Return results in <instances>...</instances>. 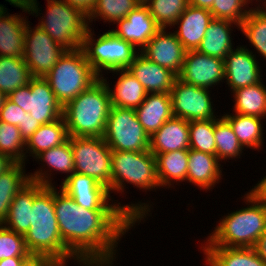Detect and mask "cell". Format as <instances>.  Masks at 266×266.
<instances>
[{"mask_svg":"<svg viewBox=\"0 0 266 266\" xmlns=\"http://www.w3.org/2000/svg\"><path fill=\"white\" fill-rule=\"evenodd\" d=\"M103 139L112 151L140 152L150 146V137L131 108L111 106Z\"/></svg>","mask_w":266,"mask_h":266,"instance_id":"cell-9","label":"cell"},{"mask_svg":"<svg viewBox=\"0 0 266 266\" xmlns=\"http://www.w3.org/2000/svg\"><path fill=\"white\" fill-rule=\"evenodd\" d=\"M113 25L110 30L121 39L130 42L139 52L147 42L161 29L150 15L147 6L139 5L126 18ZM115 27V29H114Z\"/></svg>","mask_w":266,"mask_h":266,"instance_id":"cell-19","label":"cell"},{"mask_svg":"<svg viewBox=\"0 0 266 266\" xmlns=\"http://www.w3.org/2000/svg\"><path fill=\"white\" fill-rule=\"evenodd\" d=\"M223 166L216 155L189 149L187 183L210 193V190L225 179Z\"/></svg>","mask_w":266,"mask_h":266,"instance_id":"cell-20","label":"cell"},{"mask_svg":"<svg viewBox=\"0 0 266 266\" xmlns=\"http://www.w3.org/2000/svg\"><path fill=\"white\" fill-rule=\"evenodd\" d=\"M224 112L222 116L229 122L231 125L234 134L236 135L239 143L242 147L251 150H257L258 152L264 148L266 131L264 130L263 122L266 120L263 118L249 116V115H242L239 113H230ZM265 132V133H264Z\"/></svg>","mask_w":266,"mask_h":266,"instance_id":"cell-30","label":"cell"},{"mask_svg":"<svg viewBox=\"0 0 266 266\" xmlns=\"http://www.w3.org/2000/svg\"><path fill=\"white\" fill-rule=\"evenodd\" d=\"M199 249L205 256V266H266L253 247L199 246Z\"/></svg>","mask_w":266,"mask_h":266,"instance_id":"cell-27","label":"cell"},{"mask_svg":"<svg viewBox=\"0 0 266 266\" xmlns=\"http://www.w3.org/2000/svg\"><path fill=\"white\" fill-rule=\"evenodd\" d=\"M25 12V13H24ZM29 14H10L8 9H0V56L24 58L25 27Z\"/></svg>","mask_w":266,"mask_h":266,"instance_id":"cell-23","label":"cell"},{"mask_svg":"<svg viewBox=\"0 0 266 266\" xmlns=\"http://www.w3.org/2000/svg\"><path fill=\"white\" fill-rule=\"evenodd\" d=\"M86 59L101 77L106 72L127 69L139 53L130 42H127L111 30L97 34L94 28H88L82 42Z\"/></svg>","mask_w":266,"mask_h":266,"instance_id":"cell-8","label":"cell"},{"mask_svg":"<svg viewBox=\"0 0 266 266\" xmlns=\"http://www.w3.org/2000/svg\"><path fill=\"white\" fill-rule=\"evenodd\" d=\"M177 78L196 87L218 90V85L225 82L224 60L197 50L186 51L181 72Z\"/></svg>","mask_w":266,"mask_h":266,"instance_id":"cell-14","label":"cell"},{"mask_svg":"<svg viewBox=\"0 0 266 266\" xmlns=\"http://www.w3.org/2000/svg\"><path fill=\"white\" fill-rule=\"evenodd\" d=\"M256 4L266 12V0H258Z\"/></svg>","mask_w":266,"mask_h":266,"instance_id":"cell-55","label":"cell"},{"mask_svg":"<svg viewBox=\"0 0 266 266\" xmlns=\"http://www.w3.org/2000/svg\"><path fill=\"white\" fill-rule=\"evenodd\" d=\"M255 6V7H254ZM240 24V32L248 39L250 50L257 58L266 61V12L255 4ZM258 56H257V54ZM261 56V57H260Z\"/></svg>","mask_w":266,"mask_h":266,"instance_id":"cell-35","label":"cell"},{"mask_svg":"<svg viewBox=\"0 0 266 266\" xmlns=\"http://www.w3.org/2000/svg\"><path fill=\"white\" fill-rule=\"evenodd\" d=\"M16 162L13 161L9 156L0 153V174H3L10 169Z\"/></svg>","mask_w":266,"mask_h":266,"instance_id":"cell-53","label":"cell"},{"mask_svg":"<svg viewBox=\"0 0 266 266\" xmlns=\"http://www.w3.org/2000/svg\"><path fill=\"white\" fill-rule=\"evenodd\" d=\"M58 102L64 107L100 79L80 49L66 50L44 77Z\"/></svg>","mask_w":266,"mask_h":266,"instance_id":"cell-7","label":"cell"},{"mask_svg":"<svg viewBox=\"0 0 266 266\" xmlns=\"http://www.w3.org/2000/svg\"><path fill=\"white\" fill-rule=\"evenodd\" d=\"M46 2V10L41 13L43 8L39 6L40 3L38 0H33L28 15L40 16L37 26L65 50L82 48L83 39L89 28L88 17L63 0H46Z\"/></svg>","mask_w":266,"mask_h":266,"instance_id":"cell-5","label":"cell"},{"mask_svg":"<svg viewBox=\"0 0 266 266\" xmlns=\"http://www.w3.org/2000/svg\"><path fill=\"white\" fill-rule=\"evenodd\" d=\"M263 80L230 93L234 99L232 112L266 120V85Z\"/></svg>","mask_w":266,"mask_h":266,"instance_id":"cell-33","label":"cell"},{"mask_svg":"<svg viewBox=\"0 0 266 266\" xmlns=\"http://www.w3.org/2000/svg\"><path fill=\"white\" fill-rule=\"evenodd\" d=\"M139 6L135 0H97L95 8L88 17V25L92 27V23L102 21L112 26Z\"/></svg>","mask_w":266,"mask_h":266,"instance_id":"cell-38","label":"cell"},{"mask_svg":"<svg viewBox=\"0 0 266 266\" xmlns=\"http://www.w3.org/2000/svg\"><path fill=\"white\" fill-rule=\"evenodd\" d=\"M215 118L189 121L190 149L216 155Z\"/></svg>","mask_w":266,"mask_h":266,"instance_id":"cell-39","label":"cell"},{"mask_svg":"<svg viewBox=\"0 0 266 266\" xmlns=\"http://www.w3.org/2000/svg\"><path fill=\"white\" fill-rule=\"evenodd\" d=\"M25 144L18 126L0 121V153L16 163H25Z\"/></svg>","mask_w":266,"mask_h":266,"instance_id":"cell-41","label":"cell"},{"mask_svg":"<svg viewBox=\"0 0 266 266\" xmlns=\"http://www.w3.org/2000/svg\"><path fill=\"white\" fill-rule=\"evenodd\" d=\"M26 112L18 105L5 99L2 108L0 109V121L3 123H9L11 125L19 126L22 124Z\"/></svg>","mask_w":266,"mask_h":266,"instance_id":"cell-45","label":"cell"},{"mask_svg":"<svg viewBox=\"0 0 266 266\" xmlns=\"http://www.w3.org/2000/svg\"><path fill=\"white\" fill-rule=\"evenodd\" d=\"M138 5L146 6L150 0H135Z\"/></svg>","mask_w":266,"mask_h":266,"instance_id":"cell-57","label":"cell"},{"mask_svg":"<svg viewBox=\"0 0 266 266\" xmlns=\"http://www.w3.org/2000/svg\"><path fill=\"white\" fill-rule=\"evenodd\" d=\"M68 139L69 134L63 116L54 122L42 124L26 141L25 164L27 165L30 157L34 159L41 152L62 145Z\"/></svg>","mask_w":266,"mask_h":266,"instance_id":"cell-31","label":"cell"},{"mask_svg":"<svg viewBox=\"0 0 266 266\" xmlns=\"http://www.w3.org/2000/svg\"><path fill=\"white\" fill-rule=\"evenodd\" d=\"M7 98L41 125L54 122L63 116L62 105L56 99L49 82L43 77H33L29 84L19 87Z\"/></svg>","mask_w":266,"mask_h":266,"instance_id":"cell-11","label":"cell"},{"mask_svg":"<svg viewBox=\"0 0 266 266\" xmlns=\"http://www.w3.org/2000/svg\"><path fill=\"white\" fill-rule=\"evenodd\" d=\"M28 21L25 27L24 61L33 77H45L66 51L44 30Z\"/></svg>","mask_w":266,"mask_h":266,"instance_id":"cell-13","label":"cell"},{"mask_svg":"<svg viewBox=\"0 0 266 266\" xmlns=\"http://www.w3.org/2000/svg\"><path fill=\"white\" fill-rule=\"evenodd\" d=\"M189 5L188 0H150L146 5L160 28H171Z\"/></svg>","mask_w":266,"mask_h":266,"instance_id":"cell-40","label":"cell"},{"mask_svg":"<svg viewBox=\"0 0 266 266\" xmlns=\"http://www.w3.org/2000/svg\"><path fill=\"white\" fill-rule=\"evenodd\" d=\"M70 263V261L68 262H55L54 266H69L68 264Z\"/></svg>","mask_w":266,"mask_h":266,"instance_id":"cell-58","label":"cell"},{"mask_svg":"<svg viewBox=\"0 0 266 266\" xmlns=\"http://www.w3.org/2000/svg\"><path fill=\"white\" fill-rule=\"evenodd\" d=\"M57 186L55 215L65 246L77 258L118 259L122 238L138 224L124 210L85 209Z\"/></svg>","mask_w":266,"mask_h":266,"instance_id":"cell-1","label":"cell"},{"mask_svg":"<svg viewBox=\"0 0 266 266\" xmlns=\"http://www.w3.org/2000/svg\"><path fill=\"white\" fill-rule=\"evenodd\" d=\"M127 69L143 85L147 93H170L177 78L172 71L152 62L141 52Z\"/></svg>","mask_w":266,"mask_h":266,"instance_id":"cell-24","label":"cell"},{"mask_svg":"<svg viewBox=\"0 0 266 266\" xmlns=\"http://www.w3.org/2000/svg\"><path fill=\"white\" fill-rule=\"evenodd\" d=\"M214 0H188L189 5L197 8L210 9Z\"/></svg>","mask_w":266,"mask_h":266,"instance_id":"cell-54","label":"cell"},{"mask_svg":"<svg viewBox=\"0 0 266 266\" xmlns=\"http://www.w3.org/2000/svg\"><path fill=\"white\" fill-rule=\"evenodd\" d=\"M254 1L214 0L209 11L212 13L214 19L229 20L240 25L253 8V5L256 4Z\"/></svg>","mask_w":266,"mask_h":266,"instance_id":"cell-42","label":"cell"},{"mask_svg":"<svg viewBox=\"0 0 266 266\" xmlns=\"http://www.w3.org/2000/svg\"><path fill=\"white\" fill-rule=\"evenodd\" d=\"M40 126L41 124L37 120L32 118L29 113H26L22 124H19L18 128L23 139L27 141Z\"/></svg>","mask_w":266,"mask_h":266,"instance_id":"cell-46","label":"cell"},{"mask_svg":"<svg viewBox=\"0 0 266 266\" xmlns=\"http://www.w3.org/2000/svg\"><path fill=\"white\" fill-rule=\"evenodd\" d=\"M75 173L93 177L111 195V153L103 137H70Z\"/></svg>","mask_w":266,"mask_h":266,"instance_id":"cell-10","label":"cell"},{"mask_svg":"<svg viewBox=\"0 0 266 266\" xmlns=\"http://www.w3.org/2000/svg\"><path fill=\"white\" fill-rule=\"evenodd\" d=\"M0 9H6V6H4L3 4H0Z\"/></svg>","mask_w":266,"mask_h":266,"instance_id":"cell-59","label":"cell"},{"mask_svg":"<svg viewBox=\"0 0 266 266\" xmlns=\"http://www.w3.org/2000/svg\"><path fill=\"white\" fill-rule=\"evenodd\" d=\"M33 161L39 163L40 167L29 172L30 181L37 182L43 186H56L54 181L55 174H65L60 184L74 173V157L69 139L62 145L45 150L38 154ZM55 172V173H53ZM58 172V173H57Z\"/></svg>","mask_w":266,"mask_h":266,"instance_id":"cell-16","label":"cell"},{"mask_svg":"<svg viewBox=\"0 0 266 266\" xmlns=\"http://www.w3.org/2000/svg\"><path fill=\"white\" fill-rule=\"evenodd\" d=\"M212 13L205 8L188 5L170 29L177 36L186 51L197 50L212 21Z\"/></svg>","mask_w":266,"mask_h":266,"instance_id":"cell-22","label":"cell"},{"mask_svg":"<svg viewBox=\"0 0 266 266\" xmlns=\"http://www.w3.org/2000/svg\"><path fill=\"white\" fill-rule=\"evenodd\" d=\"M189 149V121L183 118L173 116L150 137L153 154Z\"/></svg>","mask_w":266,"mask_h":266,"instance_id":"cell-25","label":"cell"},{"mask_svg":"<svg viewBox=\"0 0 266 266\" xmlns=\"http://www.w3.org/2000/svg\"><path fill=\"white\" fill-rule=\"evenodd\" d=\"M240 31V25L229 20L212 19L197 51L223 59L235 48L233 30ZM233 37V38H232Z\"/></svg>","mask_w":266,"mask_h":266,"instance_id":"cell-26","label":"cell"},{"mask_svg":"<svg viewBox=\"0 0 266 266\" xmlns=\"http://www.w3.org/2000/svg\"><path fill=\"white\" fill-rule=\"evenodd\" d=\"M224 58L225 86L229 92L259 83L263 77L262 66L246 45L235 46ZM260 60V61H259Z\"/></svg>","mask_w":266,"mask_h":266,"instance_id":"cell-15","label":"cell"},{"mask_svg":"<svg viewBox=\"0 0 266 266\" xmlns=\"http://www.w3.org/2000/svg\"><path fill=\"white\" fill-rule=\"evenodd\" d=\"M135 111L140 124L151 137L173 117L170 93H148L144 102Z\"/></svg>","mask_w":266,"mask_h":266,"instance_id":"cell-28","label":"cell"},{"mask_svg":"<svg viewBox=\"0 0 266 266\" xmlns=\"http://www.w3.org/2000/svg\"><path fill=\"white\" fill-rule=\"evenodd\" d=\"M34 202V182L30 181L14 197L7 217L2 225L16 233L25 235L30 228L31 209Z\"/></svg>","mask_w":266,"mask_h":266,"instance_id":"cell-32","label":"cell"},{"mask_svg":"<svg viewBox=\"0 0 266 266\" xmlns=\"http://www.w3.org/2000/svg\"><path fill=\"white\" fill-rule=\"evenodd\" d=\"M6 98H7V96L0 91V109L2 108Z\"/></svg>","mask_w":266,"mask_h":266,"instance_id":"cell-56","label":"cell"},{"mask_svg":"<svg viewBox=\"0 0 266 266\" xmlns=\"http://www.w3.org/2000/svg\"><path fill=\"white\" fill-rule=\"evenodd\" d=\"M31 256H16L0 260V266H22Z\"/></svg>","mask_w":266,"mask_h":266,"instance_id":"cell-51","label":"cell"},{"mask_svg":"<svg viewBox=\"0 0 266 266\" xmlns=\"http://www.w3.org/2000/svg\"><path fill=\"white\" fill-rule=\"evenodd\" d=\"M105 82L100 78L63 107L70 137H103L111 109Z\"/></svg>","mask_w":266,"mask_h":266,"instance_id":"cell-4","label":"cell"},{"mask_svg":"<svg viewBox=\"0 0 266 266\" xmlns=\"http://www.w3.org/2000/svg\"><path fill=\"white\" fill-rule=\"evenodd\" d=\"M214 137L216 156L221 163H230L229 160L238 161L245 154L244 151L246 150L239 143L231 125L221 113L219 117L215 118Z\"/></svg>","mask_w":266,"mask_h":266,"instance_id":"cell-37","label":"cell"},{"mask_svg":"<svg viewBox=\"0 0 266 266\" xmlns=\"http://www.w3.org/2000/svg\"><path fill=\"white\" fill-rule=\"evenodd\" d=\"M25 163H15L10 169L0 174V224L8 215L15 195L30 182Z\"/></svg>","mask_w":266,"mask_h":266,"instance_id":"cell-34","label":"cell"},{"mask_svg":"<svg viewBox=\"0 0 266 266\" xmlns=\"http://www.w3.org/2000/svg\"><path fill=\"white\" fill-rule=\"evenodd\" d=\"M248 192L260 203L266 205V176L263 174V178L258 180Z\"/></svg>","mask_w":266,"mask_h":266,"instance_id":"cell-48","label":"cell"},{"mask_svg":"<svg viewBox=\"0 0 266 266\" xmlns=\"http://www.w3.org/2000/svg\"><path fill=\"white\" fill-rule=\"evenodd\" d=\"M33 78L24 58L0 56V91L8 96Z\"/></svg>","mask_w":266,"mask_h":266,"instance_id":"cell-36","label":"cell"},{"mask_svg":"<svg viewBox=\"0 0 266 266\" xmlns=\"http://www.w3.org/2000/svg\"><path fill=\"white\" fill-rule=\"evenodd\" d=\"M71 7L78 9L85 16L89 17L95 8L97 0H63Z\"/></svg>","mask_w":266,"mask_h":266,"instance_id":"cell-47","label":"cell"},{"mask_svg":"<svg viewBox=\"0 0 266 266\" xmlns=\"http://www.w3.org/2000/svg\"><path fill=\"white\" fill-rule=\"evenodd\" d=\"M245 206L230 211L216 221V227L200 243L201 246L254 247L266 230V205L248 191L241 197ZM247 205V206H246Z\"/></svg>","mask_w":266,"mask_h":266,"instance_id":"cell-3","label":"cell"},{"mask_svg":"<svg viewBox=\"0 0 266 266\" xmlns=\"http://www.w3.org/2000/svg\"><path fill=\"white\" fill-rule=\"evenodd\" d=\"M30 228L24 235L25 245L32 256L78 266H116L118 259L77 258L62 241L54 207V186L34 182V202Z\"/></svg>","mask_w":266,"mask_h":266,"instance_id":"cell-2","label":"cell"},{"mask_svg":"<svg viewBox=\"0 0 266 266\" xmlns=\"http://www.w3.org/2000/svg\"><path fill=\"white\" fill-rule=\"evenodd\" d=\"M111 195L124 196L128 184L145 193L162 191L156 175V158L150 151L111 153ZM159 189V190H157Z\"/></svg>","mask_w":266,"mask_h":266,"instance_id":"cell-6","label":"cell"},{"mask_svg":"<svg viewBox=\"0 0 266 266\" xmlns=\"http://www.w3.org/2000/svg\"><path fill=\"white\" fill-rule=\"evenodd\" d=\"M108 73H111L116 79L118 75V79L114 82L115 84L109 83V77L106 76H109ZM104 75L100 78L108 88L112 106L136 109L144 102L148 93L128 69L113 70Z\"/></svg>","mask_w":266,"mask_h":266,"instance_id":"cell-21","label":"cell"},{"mask_svg":"<svg viewBox=\"0 0 266 266\" xmlns=\"http://www.w3.org/2000/svg\"><path fill=\"white\" fill-rule=\"evenodd\" d=\"M253 248L257 255L266 263V230L260 235Z\"/></svg>","mask_w":266,"mask_h":266,"instance_id":"cell-49","label":"cell"},{"mask_svg":"<svg viewBox=\"0 0 266 266\" xmlns=\"http://www.w3.org/2000/svg\"><path fill=\"white\" fill-rule=\"evenodd\" d=\"M189 150H177L154 154L156 158V175L160 187L176 190L182 182L187 183ZM175 184V186H174ZM164 187V188H163Z\"/></svg>","mask_w":266,"mask_h":266,"instance_id":"cell-29","label":"cell"},{"mask_svg":"<svg viewBox=\"0 0 266 266\" xmlns=\"http://www.w3.org/2000/svg\"><path fill=\"white\" fill-rule=\"evenodd\" d=\"M76 204L90 210H124L138 225L144 224L150 217L154 209L155 201L141 199L138 202L132 201L121 204L118 199L114 200L109 192H84L79 194H68ZM144 202H143V201Z\"/></svg>","mask_w":266,"mask_h":266,"instance_id":"cell-18","label":"cell"},{"mask_svg":"<svg viewBox=\"0 0 266 266\" xmlns=\"http://www.w3.org/2000/svg\"><path fill=\"white\" fill-rule=\"evenodd\" d=\"M6 3H10L13 7H17L18 9L26 12H30L33 0H5Z\"/></svg>","mask_w":266,"mask_h":266,"instance_id":"cell-52","label":"cell"},{"mask_svg":"<svg viewBox=\"0 0 266 266\" xmlns=\"http://www.w3.org/2000/svg\"><path fill=\"white\" fill-rule=\"evenodd\" d=\"M16 256H32L26 248L24 235L0 224V260Z\"/></svg>","mask_w":266,"mask_h":266,"instance_id":"cell-43","label":"cell"},{"mask_svg":"<svg viewBox=\"0 0 266 266\" xmlns=\"http://www.w3.org/2000/svg\"><path fill=\"white\" fill-rule=\"evenodd\" d=\"M59 187L67 194H79L84 192H109L103 184L93 177L80 173H73L65 179Z\"/></svg>","mask_w":266,"mask_h":266,"instance_id":"cell-44","label":"cell"},{"mask_svg":"<svg viewBox=\"0 0 266 266\" xmlns=\"http://www.w3.org/2000/svg\"><path fill=\"white\" fill-rule=\"evenodd\" d=\"M170 30V28H161L147 42L141 53L152 62L163 66L178 76L181 72L186 50L177 36Z\"/></svg>","mask_w":266,"mask_h":266,"instance_id":"cell-17","label":"cell"},{"mask_svg":"<svg viewBox=\"0 0 266 266\" xmlns=\"http://www.w3.org/2000/svg\"><path fill=\"white\" fill-rule=\"evenodd\" d=\"M55 262L49 258L31 256L22 266H54Z\"/></svg>","mask_w":266,"mask_h":266,"instance_id":"cell-50","label":"cell"},{"mask_svg":"<svg viewBox=\"0 0 266 266\" xmlns=\"http://www.w3.org/2000/svg\"><path fill=\"white\" fill-rule=\"evenodd\" d=\"M211 93L210 89L196 87L176 78L170 90L173 116L186 121L219 117Z\"/></svg>","mask_w":266,"mask_h":266,"instance_id":"cell-12","label":"cell"}]
</instances>
